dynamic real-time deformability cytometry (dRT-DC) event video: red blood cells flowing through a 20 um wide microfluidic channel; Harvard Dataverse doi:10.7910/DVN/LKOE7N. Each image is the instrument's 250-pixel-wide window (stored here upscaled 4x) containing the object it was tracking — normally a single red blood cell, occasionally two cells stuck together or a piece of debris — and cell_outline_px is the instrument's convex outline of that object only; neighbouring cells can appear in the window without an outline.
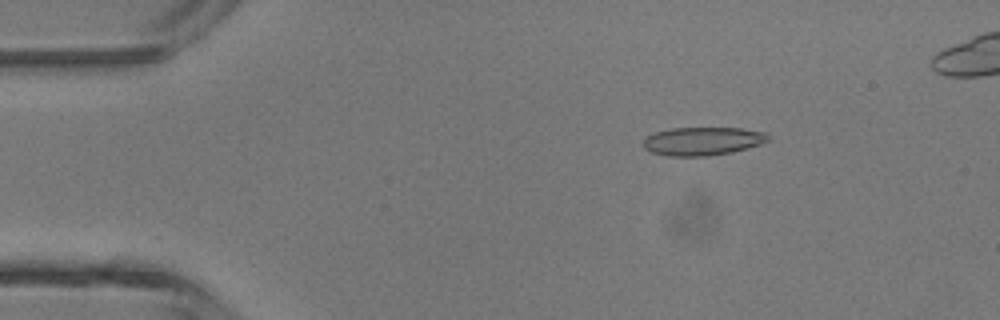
{"species": "common noctule bat (a hibernating species)", "species_latin": "Nyctalus noctula", "temperature_condition": "room temperature", "stored_images_in_passage": 28, "camera_frame_rate_fps": 3000, "um_per_image_px": 0.085, "animal": {"sex": "male", "body_mass_g": 13.3}, "frame": {"image": 1, "passage_image": 7, "time_ms": 2.0, "image_size_px": [1000, 320], "cell_outline_px": [[772, 136], [768, 140], [760, 144], [732, 152], [708, 156], [668, 156], [652, 152], [644, 148], [644, 140], [648, 136], [656, 132], [672, 128], [740, 128], [768, 132]], "centroid_in_image_um": [59.77, 11.99], "position_along_channel_um": 25.2, "area_um2": 20.58}}
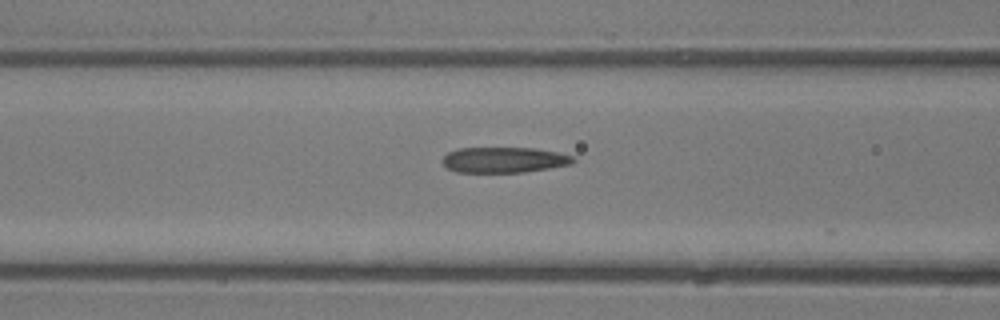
{"frame": {"image": 2, "passage_image": 18, "time_ms": 5.667, "image_size_px": [1000, 320], "cell_outline_px": [[576, 160], [572, 164], [524, 172], [456, 172], [448, 168], [444, 164], [444, 156], [448, 152], [460, 148], [536, 148], [556, 152], [572, 156]], "centroid_in_image_um": [42.86, 13.59], "position_along_channel_um": 123.7, "area_um2": 19.31}}
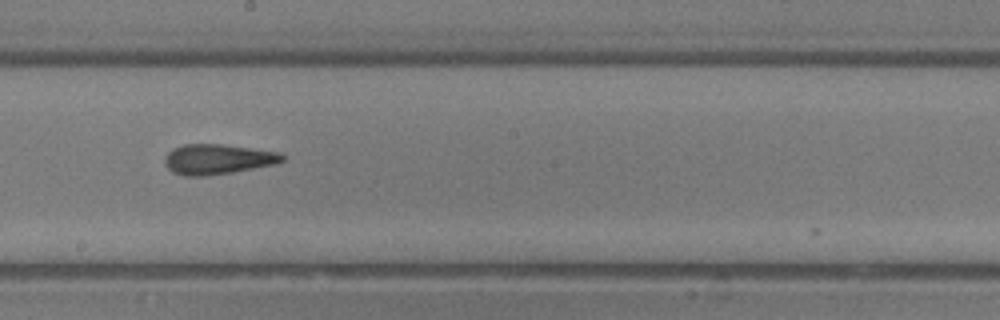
{"frame": {"image": 3, "passage_image": 25, "time_ms": 8.0, "image_size_px": [1000, 320], "cell_outline_px": [[284, 160], [276, 164], [232, 172], [208, 176], [184, 176], [172, 172], [164, 164], [164, 160], [168, 152], [172, 148], [184, 144], [220, 144], [276, 152], [284, 156]], "centroid_in_image_um": [18.44, 13.54], "position_along_channel_um": 229.8, "area_um2": 20.52}}